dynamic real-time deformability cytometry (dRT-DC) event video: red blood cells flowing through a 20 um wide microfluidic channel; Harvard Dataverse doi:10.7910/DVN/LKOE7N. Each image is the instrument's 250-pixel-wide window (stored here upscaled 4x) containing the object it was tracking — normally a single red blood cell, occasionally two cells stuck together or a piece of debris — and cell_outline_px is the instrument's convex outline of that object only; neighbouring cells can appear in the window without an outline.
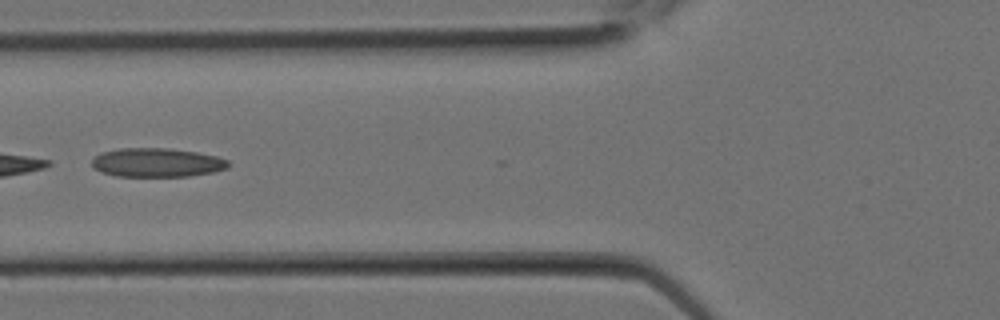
{"species": "Egyptian fruit bat (a non-hibernating species)", "species_latin": "Rousettus aegyptiacus", "temperature_condition": "room temperature", "stored_images_in_passage": 10, "camera_frame_rate_fps": 3000, "um_per_image_px": 0.085, "animal": {"sex": "female"}, "frame": {"image": 1, "passage_image": 9, "time_ms": 2.667, "image_size_px": [1000, 320], "cell_outline_px": [[228, 168], [212, 172], [188, 176], [116, 176], [100, 172], [92, 168], [92, 156], [100, 152], [120, 148], [168, 148], [196, 152], [216, 156], [228, 160]], "centroid_in_image_um": [13.27, 13.81], "position_along_channel_um": 112.5, "area_um2": 23.12}}